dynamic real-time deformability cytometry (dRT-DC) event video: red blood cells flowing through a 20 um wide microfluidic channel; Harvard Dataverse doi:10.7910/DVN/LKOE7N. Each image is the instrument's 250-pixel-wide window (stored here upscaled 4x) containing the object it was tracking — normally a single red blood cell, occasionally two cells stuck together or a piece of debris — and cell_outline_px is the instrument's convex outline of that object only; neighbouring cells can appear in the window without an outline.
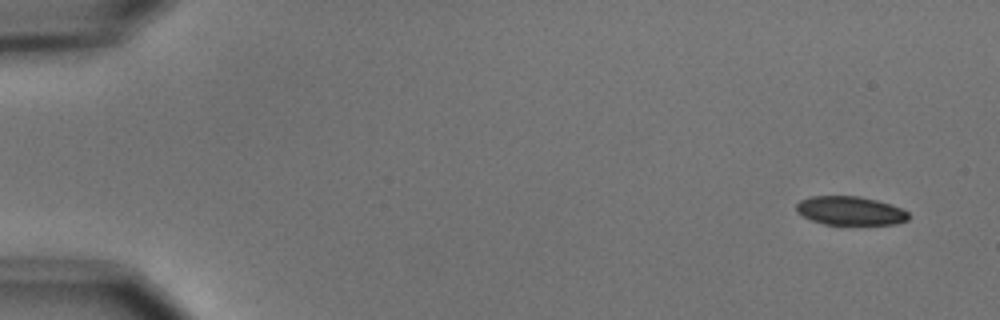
{"species": "common noctule bat (a hibernating species)", "species_latin": "Nyctalus noctula", "temperature_condition": "cold", "stored_images_in_passage": 9, "camera_frame_rate_fps": 3000, "um_per_image_px": 0.085, "animal": {"sex": "male", "body_mass_g": 15.6}, "frame": {"image": 1, "passage_image": 1, "time_ms": 0.0, "image_size_px": [1000, 320], "cell_outline_px": [[908, 220], [896, 224], [824, 224], [812, 220], [796, 212], [796, 204], [800, 200], [812, 196], [856, 196], [876, 200], [900, 208], [908, 212]], "centroid_in_image_um": [72.24, 17.91], "position_along_channel_um": 12.8, "area_um2": 18.55}}
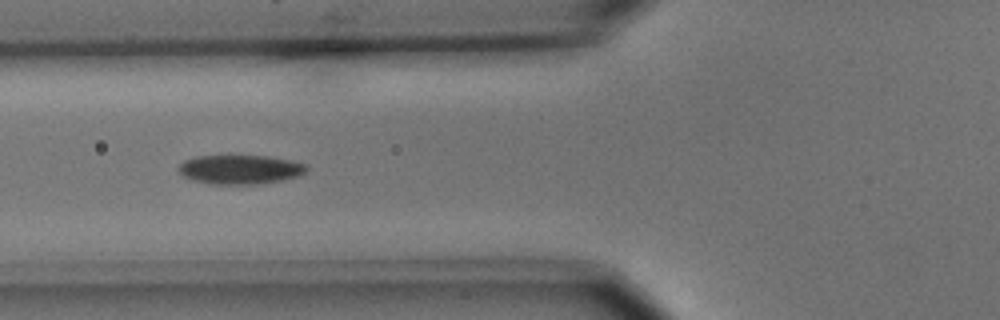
{"frame": {"image": 2, "passage_image": 6, "time_ms": 6.0, "image_size_px": [1000, 320], "cell_outline_px": [[308, 168], [300, 176], [280, 180], [256, 184], [212, 184], [196, 180], [184, 176], [176, 168], [184, 160], [196, 156], [268, 156], [292, 160], [304, 164]], "centroid_in_image_um": [20.41, 14.4], "position_along_channel_um": 105.4, "area_um2": 21.56}}
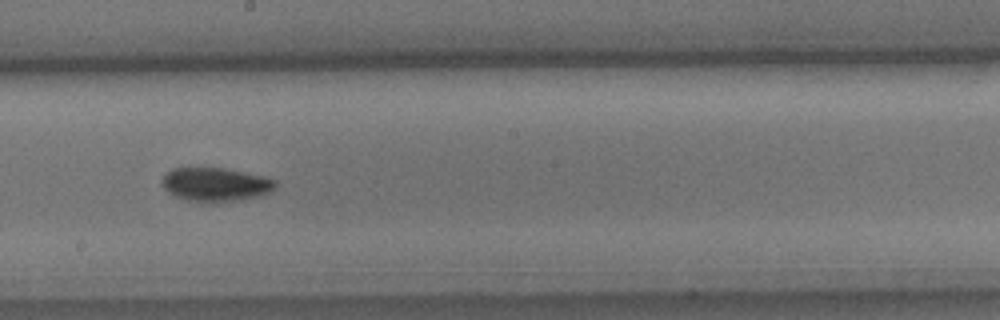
{"frame": {"image": 3, "passage_image": 9, "time_ms": 9.333, "image_size_px": [1000, 320], "cell_outline_px": [[276, 188], [260, 196], [240, 200], [216, 204], [204, 204], [188, 200], [176, 196], [168, 192], [160, 184], [160, 180], [164, 172], [172, 168], [224, 168], [264, 176], [276, 180]], "centroid_in_image_um": [18.28, 15.7], "position_along_channel_um": 229.9, "area_um2": 22.95}}